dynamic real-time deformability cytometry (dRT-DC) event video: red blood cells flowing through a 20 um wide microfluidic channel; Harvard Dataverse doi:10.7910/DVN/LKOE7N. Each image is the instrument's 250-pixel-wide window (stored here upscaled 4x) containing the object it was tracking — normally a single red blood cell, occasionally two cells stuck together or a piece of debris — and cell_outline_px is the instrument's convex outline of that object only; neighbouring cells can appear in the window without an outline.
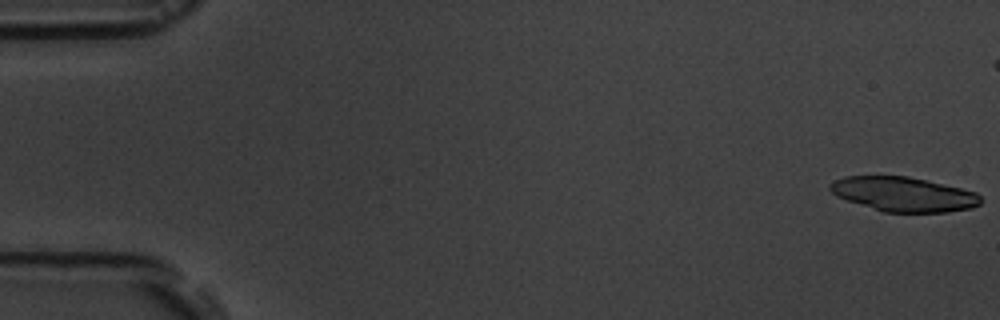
{"species": "common noctule bat (a hibernating species)", "species_latin": "Nyctalus noctula", "temperature_condition": "room temperature", "stored_images_in_passage": 3, "camera_frame_rate_fps": 3000, "um_per_image_px": 0.085, "animal": {"sex": "male", "body_mass_g": 19.5, "forearm_length_mm": 54.6}, "frame": {"image": 1, "passage_image": 1, "time_ms": 0.0, "image_size_px": [1000, 320], "cell_outline_px": [[980, 204], [972, 208], [948, 212], [884, 212], [836, 196], [828, 188], [828, 184], [844, 176], [908, 176], [960, 188], [976, 192], [980, 196]], "centroid_in_image_um": [76.8, 16.51], "position_along_channel_um": 8.2, "area_um2": 30.06}}